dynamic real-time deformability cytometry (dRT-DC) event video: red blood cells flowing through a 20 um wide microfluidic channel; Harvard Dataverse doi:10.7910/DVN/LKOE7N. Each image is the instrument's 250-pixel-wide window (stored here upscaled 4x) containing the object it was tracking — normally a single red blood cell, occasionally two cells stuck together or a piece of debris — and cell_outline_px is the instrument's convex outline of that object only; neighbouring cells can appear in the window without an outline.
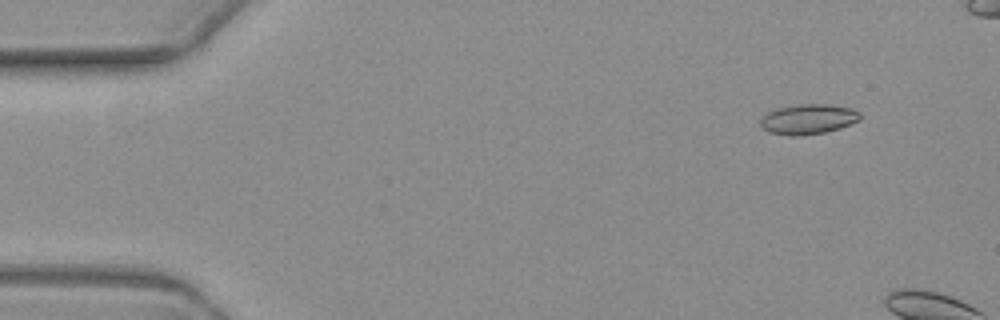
{"species": "common noctule bat (a hibernating species)", "species_latin": "Nyctalus noctula", "temperature_condition": "warm", "stored_images_in_passage": 4, "camera_frame_rate_fps": 3000, "um_per_image_px": 0.085, "animal": {"sex": "female", "body_mass_g": 19.3, "forearm_length_mm": 54.1}, "frame": {"image": 1, "passage_image": 2, "time_ms": 1.333, "image_size_px": [1000, 320], "cell_outline_px": [[860, 120], [840, 128], [824, 132], [796, 136], [792, 136], [768, 132], [760, 128], [760, 120], [768, 112], [776, 108], [800, 104], [828, 104], [852, 108], [860, 112]], "centroid_in_image_um": [68.68, 10.12], "position_along_channel_um": 16.3, "area_um2": 17.51}}